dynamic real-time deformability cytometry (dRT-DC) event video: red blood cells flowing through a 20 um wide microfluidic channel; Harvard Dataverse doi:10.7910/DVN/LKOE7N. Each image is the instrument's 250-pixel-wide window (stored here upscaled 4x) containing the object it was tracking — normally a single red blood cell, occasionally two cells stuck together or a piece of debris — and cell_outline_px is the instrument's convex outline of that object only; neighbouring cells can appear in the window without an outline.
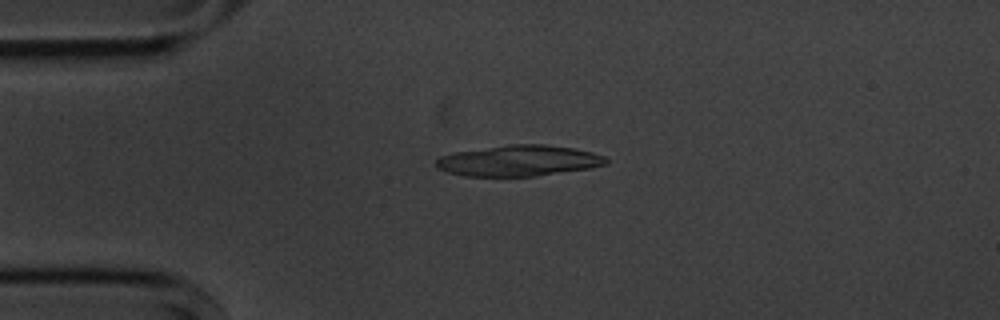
{"species": "common noctule bat (a hibernating species)", "species_latin": "Nyctalus noctula", "temperature_condition": "cold", "stored_images_in_passage": 7, "camera_frame_rate_fps": 3000, "um_per_image_px": 0.085, "animal": {"sex": "male", "body_mass_g": 20.1, "forearm_length_mm": 53.5}, "frame": {"image": 1, "passage_image": 4, "time_ms": 3.333, "image_size_px": [1000, 320], "cell_outline_px": [[608, 164], [592, 168], [536, 176], [464, 176], [448, 172], [436, 168], [436, 160], [440, 156], [452, 152], [508, 144], [544, 144], [576, 148], [592, 152], [604, 156], [608, 160]], "centroid_in_image_um": [44.1, 13.65], "position_along_channel_um": 40.9, "area_um2": 30.92}}